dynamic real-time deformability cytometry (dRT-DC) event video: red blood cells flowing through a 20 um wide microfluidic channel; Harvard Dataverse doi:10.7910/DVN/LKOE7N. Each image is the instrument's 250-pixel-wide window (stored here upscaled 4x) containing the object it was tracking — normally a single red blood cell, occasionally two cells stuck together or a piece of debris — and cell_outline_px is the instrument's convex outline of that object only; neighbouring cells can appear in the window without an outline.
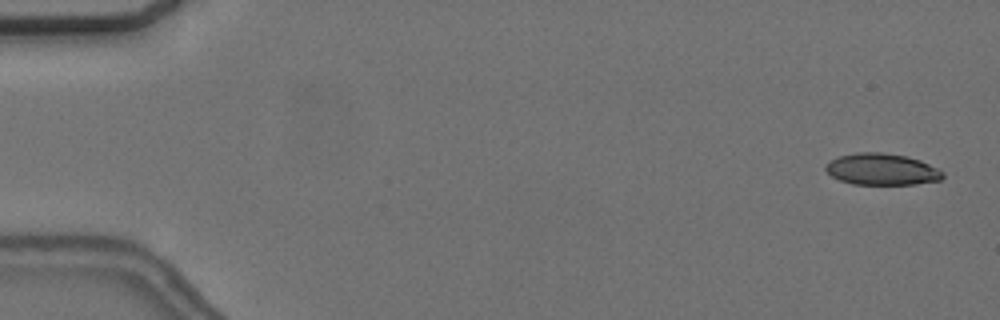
{"species": "common noctule bat (a hibernating species)", "species_latin": "Nyctalus noctula", "temperature_condition": "cold", "stored_images_in_passage": 10, "camera_frame_rate_fps": 3000, "um_per_image_px": 0.085, "animal": {"sex": "female", "body_mass_g": 24.6, "forearm_length_mm": 56.2}, "frame": {"image": 1, "passage_image": 2, "time_ms": 0.333, "image_size_px": [1000, 320], "cell_outline_px": [[944, 176], [940, 180], [916, 184], [852, 184], [840, 180], [832, 176], [824, 168], [832, 160], [840, 156], [856, 152], [884, 152], [904, 156], [920, 160], [944, 172]], "centroid_in_image_um": [74.97, 14.39], "position_along_channel_um": 10.0, "area_um2": 21.33}}